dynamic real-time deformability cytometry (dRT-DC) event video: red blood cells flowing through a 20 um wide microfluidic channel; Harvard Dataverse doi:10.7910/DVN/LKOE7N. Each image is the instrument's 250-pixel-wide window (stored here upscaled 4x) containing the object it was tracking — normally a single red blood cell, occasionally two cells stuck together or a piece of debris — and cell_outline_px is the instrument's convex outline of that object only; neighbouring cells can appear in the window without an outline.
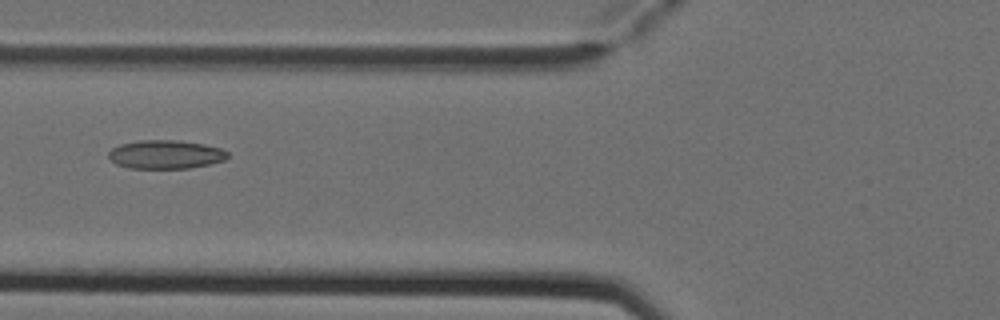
{"species": "Egyptian fruit bat (a non-hibernating species)", "species_latin": "Rousettus aegyptiacus", "temperature_condition": "cold", "stored_images_in_passage": 5, "camera_frame_rate_fps": 3000, "um_per_image_px": 0.085, "animal": {"sex": "female"}, "frame": {"image": 1, "passage_image": 5, "time_ms": 1.333, "image_size_px": [1000, 320], "cell_outline_px": [[228, 156], [224, 160], [212, 164], [188, 168], [132, 168], [116, 164], [108, 156], [108, 152], [112, 148], [120, 144], [140, 140], [180, 140], [204, 144], [220, 148], [228, 152]], "centroid_in_image_um": [14.09, 13.12], "position_along_channel_um": 111.7, "area_um2": 19.88}}